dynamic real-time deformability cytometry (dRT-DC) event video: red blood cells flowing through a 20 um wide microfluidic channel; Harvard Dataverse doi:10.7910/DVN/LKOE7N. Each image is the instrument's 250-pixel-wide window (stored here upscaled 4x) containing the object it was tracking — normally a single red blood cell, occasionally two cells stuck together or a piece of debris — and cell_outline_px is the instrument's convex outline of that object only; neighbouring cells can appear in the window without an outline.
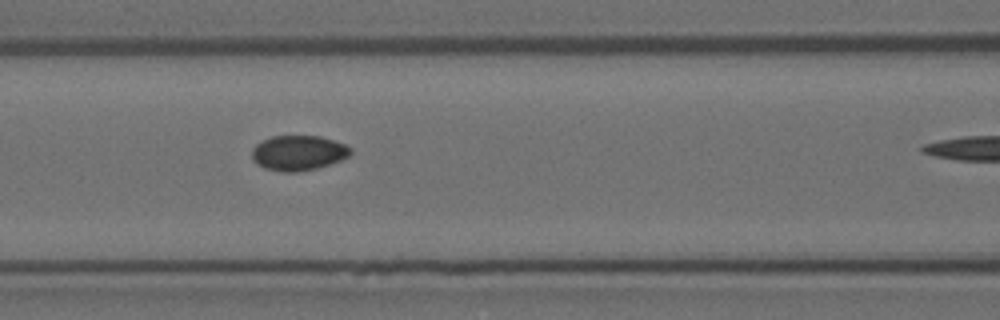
{"species": "Egyptian fruit bat (a non-hibernating species)", "species_latin": "Rousettus aegyptiacus", "temperature_condition": "room temperature", "stored_images_in_passage": 4, "camera_frame_rate_fps": 3000, "um_per_image_px": 0.085, "animal": {"sex": "female"}, "frame": {"image": 1, "passage_image": 3, "time_ms": 0.667, "image_size_px": [1000, 320], "cell_outline_px": [[352, 152], [348, 156], [340, 160], [316, 168], [296, 172], [284, 172], [264, 168], [256, 164], [252, 160], [252, 148], [256, 144], [272, 136], [320, 136], [344, 144], [352, 148]], "centroid_in_image_um": [25.33, 13.0], "position_along_channel_um": 141.3, "area_um2": 20.06}}